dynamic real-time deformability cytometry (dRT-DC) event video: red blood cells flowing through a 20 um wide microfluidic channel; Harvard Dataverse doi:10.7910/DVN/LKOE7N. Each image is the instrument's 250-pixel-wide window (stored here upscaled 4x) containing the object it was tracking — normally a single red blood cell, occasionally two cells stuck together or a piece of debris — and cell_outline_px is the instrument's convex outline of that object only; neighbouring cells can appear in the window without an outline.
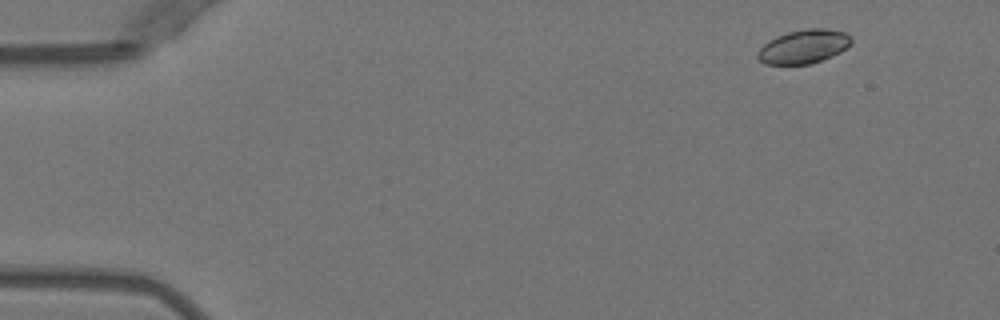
{"species": "Egyptian fruit bat (a non-hibernating species)", "species_latin": "Rousettus aegyptiacus", "temperature_condition": "warm", "stored_images_in_passage": 5, "camera_frame_rate_fps": 3000, "um_per_image_px": 0.085, "animal": {"sex": "female"}, "frame": {"image": 1, "passage_image": 2, "time_ms": 1.0, "image_size_px": [1000, 320], "cell_outline_px": [[852, 40], [840, 52], [832, 56], [812, 64], [764, 64], [756, 56], [756, 52], [768, 40], [776, 36], [788, 32], [808, 28], [824, 28], [844, 32], [852, 36]], "centroid_in_image_um": [68.28, 3.96], "position_along_channel_um": 16.7, "area_um2": 18.44}}
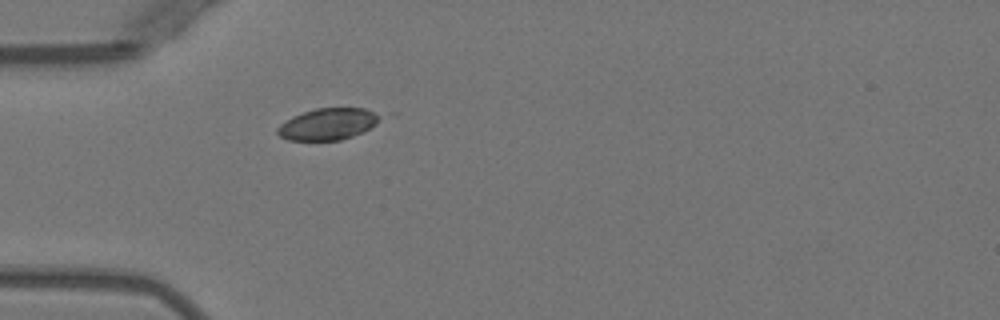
{"frame": {"image": 2, "passage_image": 5, "time_ms": 4.667, "image_size_px": [1000, 320], "cell_outline_px": [[376, 124], [352, 136], [340, 140], [288, 140], [280, 136], [276, 132], [276, 128], [280, 124], [292, 116], [316, 108], [364, 108], [372, 112], [376, 116]], "centroid_in_image_um": [27.76, 10.55], "position_along_channel_um": 57.2, "area_um2": 18.38}}